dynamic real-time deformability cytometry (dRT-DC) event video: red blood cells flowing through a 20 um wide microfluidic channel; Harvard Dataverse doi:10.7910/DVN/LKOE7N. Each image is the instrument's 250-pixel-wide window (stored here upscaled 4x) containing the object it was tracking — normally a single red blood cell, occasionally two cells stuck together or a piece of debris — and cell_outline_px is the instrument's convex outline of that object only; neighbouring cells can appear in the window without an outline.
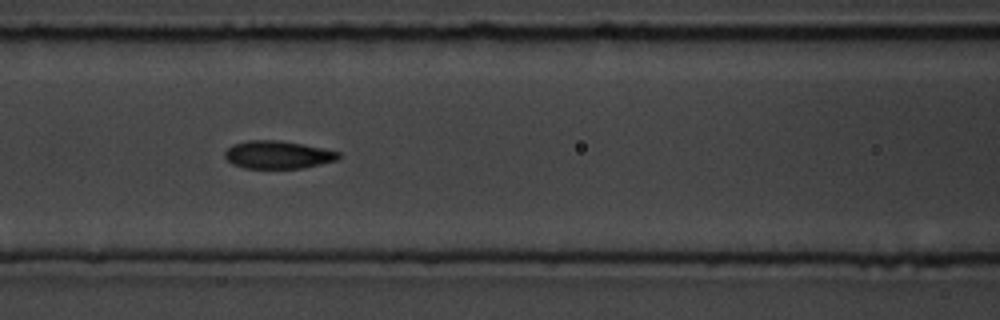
{"species": "common noctule bat (a hibernating species)", "species_latin": "Nyctalus noctula", "temperature_condition": "room temperature", "stored_images_in_passage": 14, "camera_frame_rate_fps": 3000, "um_per_image_px": 0.085, "animal": {"sex": "male", "body_mass_g": 19.5, "forearm_length_mm": 54.6}, "frame": {"image": 1, "passage_image": 7, "time_ms": 6.667, "image_size_px": [1000, 320], "cell_outline_px": [[340, 156], [336, 160], [320, 164], [300, 168], [244, 168], [232, 164], [224, 156], [224, 152], [232, 144], [248, 140], [280, 140], [324, 148], [340, 152]], "centroid_in_image_um": [23.59, 13.14], "position_along_channel_um": 143.0, "area_um2": 18.44}}
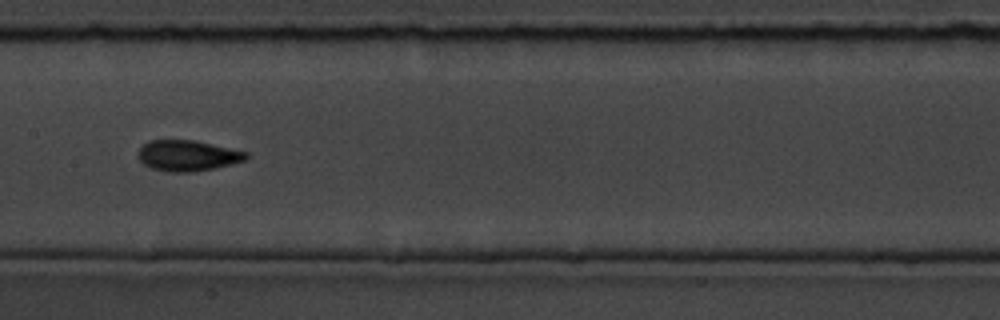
{"frame": {"image": 2, "passage_image": 8, "time_ms": 8.0, "image_size_px": [1000, 320], "cell_outline_px": [[248, 156], [244, 160], [216, 168], [192, 172], [168, 172], [152, 168], [144, 164], [140, 160], [136, 152], [148, 140], [196, 140], [248, 152]], "centroid_in_image_um": [15.93, 13.22], "position_along_channel_um": 191.5, "area_um2": 19.42}}